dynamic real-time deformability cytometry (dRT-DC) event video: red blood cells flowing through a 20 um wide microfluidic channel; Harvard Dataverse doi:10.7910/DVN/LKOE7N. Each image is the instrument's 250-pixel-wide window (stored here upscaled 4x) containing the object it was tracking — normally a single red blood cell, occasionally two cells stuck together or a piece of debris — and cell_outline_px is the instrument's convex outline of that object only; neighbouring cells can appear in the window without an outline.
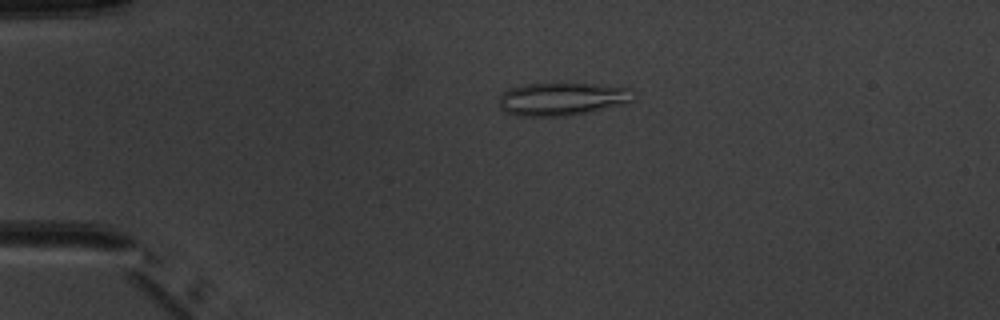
{"species": "common noctule bat (a hibernating species)", "species_latin": "Nyctalus noctula", "temperature_condition": "warm", "stored_images_in_passage": 4, "camera_frame_rate_fps": 3000, "um_per_image_px": 0.085, "animal": {"sex": "male", "body_mass_g": 20.1, "forearm_length_mm": 53.5}, "frame": {"image": 1, "passage_image": 3, "time_ms": 3.333, "image_size_px": [1000, 320], "cell_outline_px": [[636, 92], [632, 100], [624, 104], [572, 116], [516, 116], [504, 112], [500, 108], [500, 92], [508, 88], [524, 84], [592, 84], [632, 88]], "centroid_in_image_um": [47.77, 8.42], "position_along_channel_um": 37.2, "area_um2": 26.13}}